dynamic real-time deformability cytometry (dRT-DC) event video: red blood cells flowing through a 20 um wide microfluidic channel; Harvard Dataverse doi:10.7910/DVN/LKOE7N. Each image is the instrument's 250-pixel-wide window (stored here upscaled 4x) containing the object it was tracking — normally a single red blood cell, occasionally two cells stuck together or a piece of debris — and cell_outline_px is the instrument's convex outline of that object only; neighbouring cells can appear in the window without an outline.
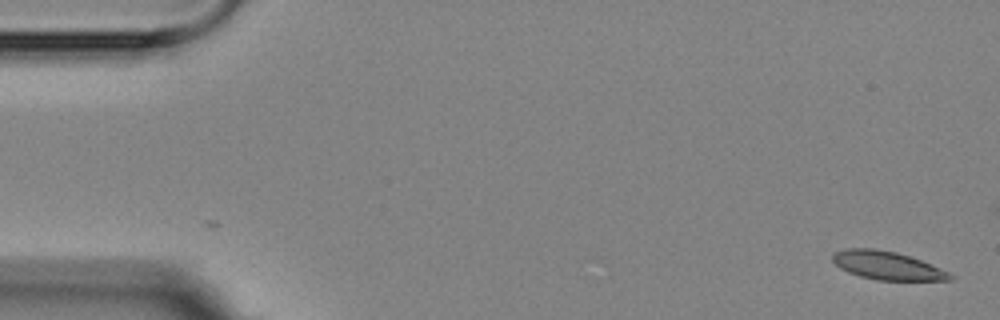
{"species": "Egyptian fruit bat (a non-hibernating species)", "species_latin": "Rousettus aegyptiacus", "temperature_condition": "room temperature", "stored_images_in_passage": 2, "camera_frame_rate_fps": 3000, "um_per_image_px": 0.085, "animal": {"sex": "female"}, "frame": {"image": 1, "passage_image": 2, "time_ms": 1.333, "image_size_px": [1000, 320], "cell_outline_px": [[952, 280], [876, 280], [860, 276], [848, 272], [840, 268], [832, 260], [832, 252], [844, 248], [876, 248], [896, 252], [920, 260], [940, 268], [948, 272], [952, 276]], "centroid_in_image_um": [75.34, 22.55], "position_along_channel_um": 9.7, "area_um2": 19.31}}